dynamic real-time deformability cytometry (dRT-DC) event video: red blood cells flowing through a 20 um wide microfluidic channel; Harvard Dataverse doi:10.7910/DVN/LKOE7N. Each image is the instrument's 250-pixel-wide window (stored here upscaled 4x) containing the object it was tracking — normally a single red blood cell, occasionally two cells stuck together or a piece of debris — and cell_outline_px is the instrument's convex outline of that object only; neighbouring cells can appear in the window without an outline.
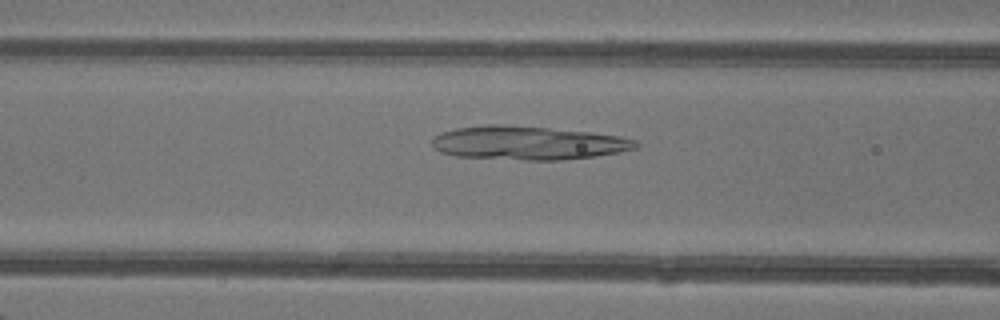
{"species": "common noctule bat (a hibernating species)", "species_latin": "Nyctalus noctula", "temperature_condition": "warm", "stored_images_in_passage": 50, "camera_frame_rate_fps": 3000, "um_per_image_px": 0.085, "animal": {"sex": "female"}, "frame": {"image": 1, "passage_image": 21, "time_ms": 6.667, "image_size_px": [1000, 320], "cell_outline_px": [[640, 144], [636, 148], [616, 152], [592, 156], [564, 160], [524, 160], [456, 156], [440, 152], [432, 148], [432, 140], [436, 136], [444, 132], [456, 128], [488, 124], [500, 124], [548, 128], [588, 132], [620, 136], [636, 140]], "centroid_in_image_um": [44.85, 12.15], "position_along_channel_um": 121.8, "area_um2": 39.71}}
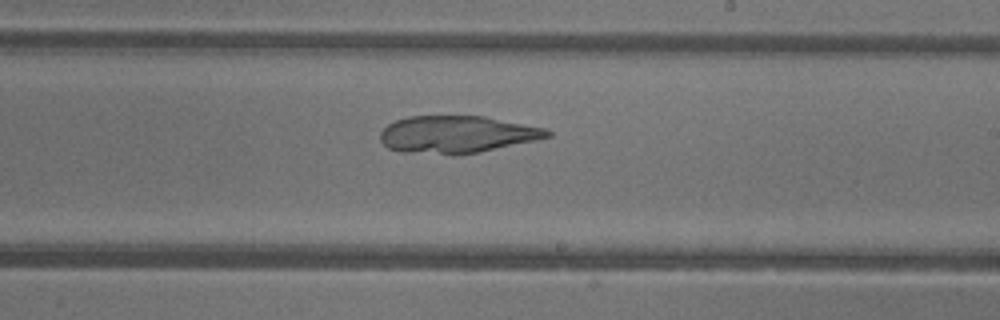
{"frame": {"image": 2, "passage_image": 30, "time_ms": 9.667, "image_size_px": [1000, 320], "cell_outline_px": [[552, 136], [536, 140], [480, 152], [456, 156], [452, 156], [400, 152], [388, 148], [380, 140], [380, 132], [388, 124], [396, 120], [408, 116], [484, 116], [544, 128], [552, 132]], "centroid_in_image_um": [38.8, 11.45], "position_along_channel_um": 250.2, "area_um2": 36.65}}
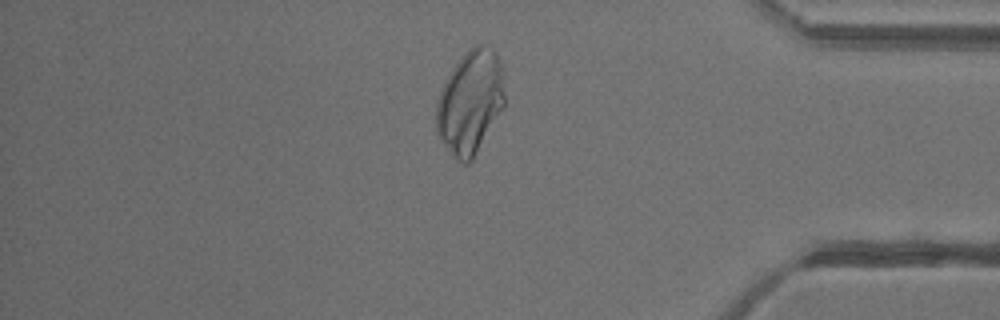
{"frame": {"image": 3, "passage_image": 42, "time_ms": 13.667, "image_size_px": [1000, 320], "cell_outline_px": [[504, 108], [472, 160], [468, 164], [464, 164], [456, 160], [440, 140], [436, 132], [436, 100], [452, 68], [460, 56], [476, 44], [484, 44], [496, 56], [500, 64], [504, 96]], "centroid_in_image_um": [39.94, 8.74], "position_along_channel_um": 395.3, "area_um2": 41.04}}